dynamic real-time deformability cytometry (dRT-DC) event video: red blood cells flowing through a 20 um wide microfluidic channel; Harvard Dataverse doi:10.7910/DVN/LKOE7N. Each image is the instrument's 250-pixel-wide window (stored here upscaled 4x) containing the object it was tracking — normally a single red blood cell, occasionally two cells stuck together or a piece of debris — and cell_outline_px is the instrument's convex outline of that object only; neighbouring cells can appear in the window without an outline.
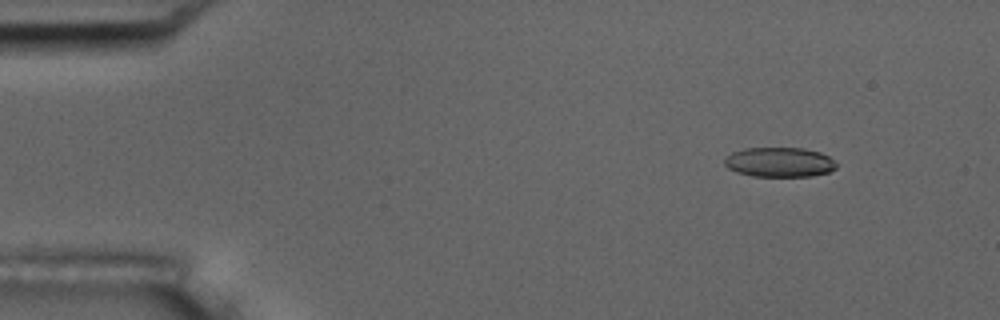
{"species": "common noctule bat (a hibernating species)", "species_latin": "Nyctalus noctula", "temperature_condition": "room temperature", "stored_images_in_passage": 57, "camera_frame_rate_fps": 3000, "um_per_image_px": 0.085, "animal": {"sex": "male", "body_mass_g": 17.5, "forearm_length_mm": 52.3}, "frame": {"image": 1, "passage_image": 7, "time_ms": 2.0, "image_size_px": [1000, 320], "cell_outline_px": [[836, 168], [828, 172], [812, 176], [752, 176], [736, 172], [728, 168], [724, 164], [724, 160], [732, 152], [744, 148], [804, 148], [820, 152], [828, 156], [836, 164]], "centroid_in_image_um": [66.24, 13.78], "position_along_channel_um": 18.8, "area_um2": 19.31}}
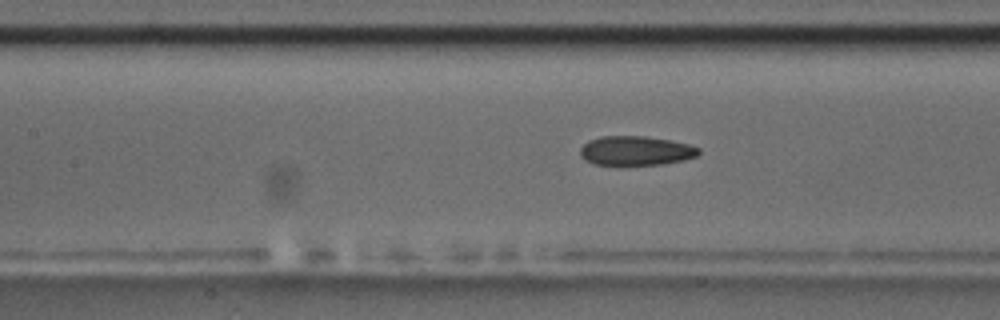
{"frame": {"image": 2, "passage_image": 26, "time_ms": 8.333, "image_size_px": [1000, 320], "cell_outline_px": [[700, 152], [696, 156], [684, 160], [660, 164], [620, 168], [596, 164], [584, 160], [580, 156], [580, 148], [588, 140], [600, 136], [644, 136], [672, 140], [688, 144], [700, 148]], "centroid_in_image_um": [54.0, 12.85], "position_along_channel_um": 153.4, "area_um2": 21.1}}
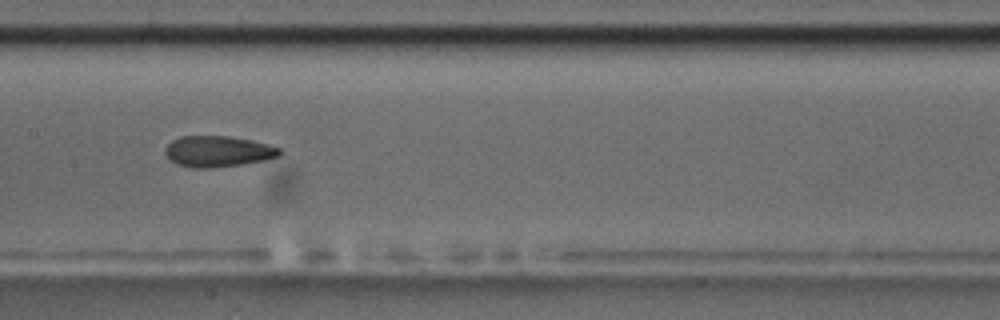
{"frame": {"image": 3, "passage_image": 29, "time_ms": 9.333, "image_size_px": [1000, 320], "cell_outline_px": [[280, 156], [264, 160], [240, 164], [208, 168], [192, 168], [176, 164], [164, 152], [164, 148], [172, 140], [180, 136], [228, 136], [252, 140], [268, 144], [280, 148]], "centroid_in_image_um": [18.51, 12.86], "position_along_channel_um": 188.9, "area_um2": 20.58}, "authors_computed_cell_mechanics": {"area_um2": 20.808, "velocity_mm_per_s": 3.5835, "shape_relaxation_time_tau1_ms": 6.8612, "shape_relaxation_time_tau2_ms": 3.0546, "deformation_change_tau1": 0.1433, "deformation_change_tau2": 0.0963}}